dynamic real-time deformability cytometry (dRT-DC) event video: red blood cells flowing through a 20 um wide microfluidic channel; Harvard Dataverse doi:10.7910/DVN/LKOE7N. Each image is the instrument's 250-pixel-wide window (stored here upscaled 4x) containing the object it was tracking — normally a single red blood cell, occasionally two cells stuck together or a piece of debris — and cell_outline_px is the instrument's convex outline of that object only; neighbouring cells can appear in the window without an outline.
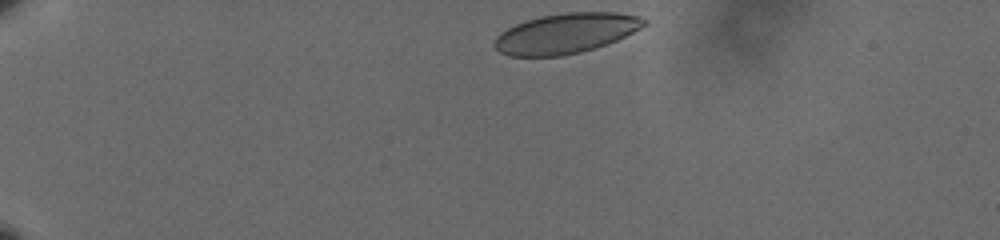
{"species": "human", "species_latin": "Homo sapiens", "temperature_condition": "cold", "stored_images_in_passage": 42, "camera_frame_rate_fps": 3000, "um_per_image_px": 0.085, "donor": {"sex": "male"}, "frame": {"image": 1, "passage_image": 1, "time_ms": 0.0, "image_size_px": [1000, 240], "cell_outline_px": [[648, 24], [616, 40], [596, 48], [580, 52], [560, 56], [508, 56], [500, 52], [492, 44], [496, 36], [500, 32], [516, 24], [540, 16], [568, 12], [616, 12], [640, 16], [648, 20]], "centroid_in_image_um": [48.1, 2.83], "position_along_channel_um": 36.9, "area_um2": 34.97}}
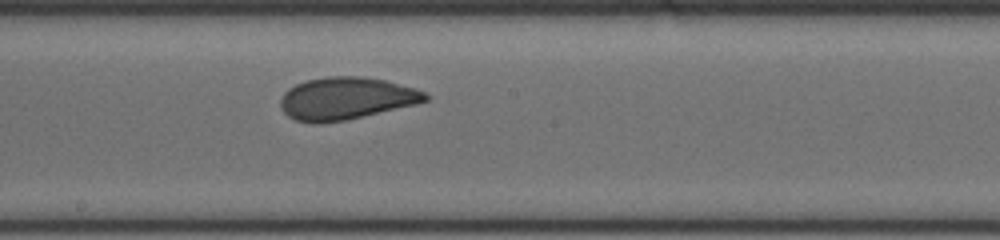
{"frame": {"image": 2, "passage_image": 23, "time_ms": 7.333, "image_size_px": [1000, 240], "cell_outline_px": [[428, 100], [416, 104], [344, 120], [320, 124], [316, 124], [296, 120], [288, 116], [284, 112], [280, 104], [280, 100], [284, 92], [288, 88], [304, 80], [328, 76], [360, 76], [384, 80], [416, 88], [424, 92], [428, 96]], "centroid_in_image_um": [29.38, 8.36], "position_along_channel_um": 218.8, "area_um2": 35.66}}
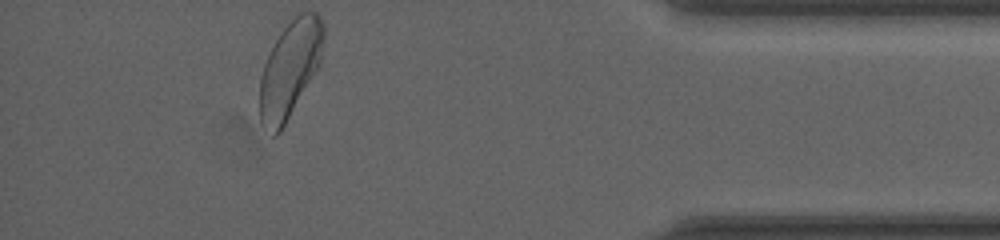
{"frame": {"image": 3, "passage_image": 42, "time_ms": 13.667, "image_size_px": [1000, 240], "cell_outline_px": [[324, 40], [320, 64], [280, 132], [276, 136], [272, 136], [260, 120], [260, 76], [264, 64], [280, 32], [300, 12], [316, 12], [320, 16], [324, 24]], "centroid_in_image_um": [24.66, 5.87], "position_along_channel_um": 410.5, "area_um2": 35.6}, "authors_computed_cell_mechanics": {"area_um2": 35.7204, "velocity_mm_per_s": 3.5682, "shape_relaxation_time_tau1_ms": 4.9652, "shape_relaxation_time_tau2_ms": 0.615, "deformation_change_tau1": 0.1254, "deformation_change_tau2": 0.0679}}